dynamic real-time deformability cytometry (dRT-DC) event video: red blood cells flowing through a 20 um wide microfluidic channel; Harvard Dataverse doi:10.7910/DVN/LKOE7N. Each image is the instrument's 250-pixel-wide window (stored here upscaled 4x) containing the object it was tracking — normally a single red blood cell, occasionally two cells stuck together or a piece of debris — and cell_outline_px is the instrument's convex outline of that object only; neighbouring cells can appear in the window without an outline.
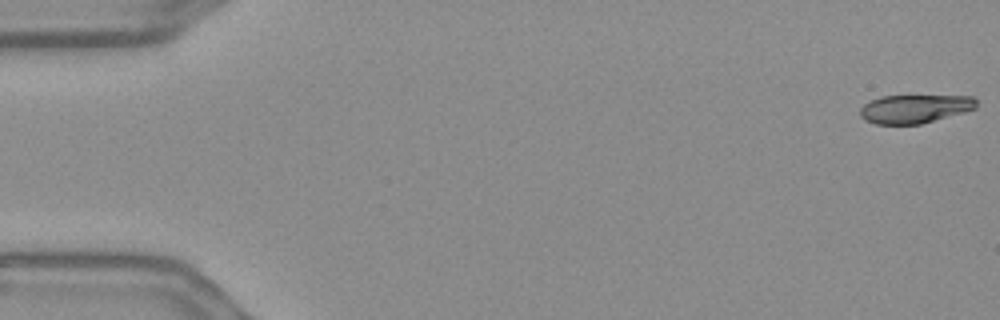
{"species": "Egyptian fruit bat (a non-hibernating species)", "species_latin": "Rousettus aegyptiacus", "temperature_condition": "warm", "stored_images_in_passage": 56, "camera_frame_rate_fps": 3000, "um_per_image_px": 0.085, "frame": {"image": 1, "passage_image": 1, "time_ms": 0.0, "image_size_px": [1000, 320], "cell_outline_px": [[976, 108], [964, 112], [920, 124], [876, 124], [864, 120], [860, 116], [860, 108], [864, 104], [880, 96], [972, 96], [976, 100]], "centroid_in_image_um": [77.72, 9.25], "position_along_channel_um": 7.3, "area_um2": 19.19}}
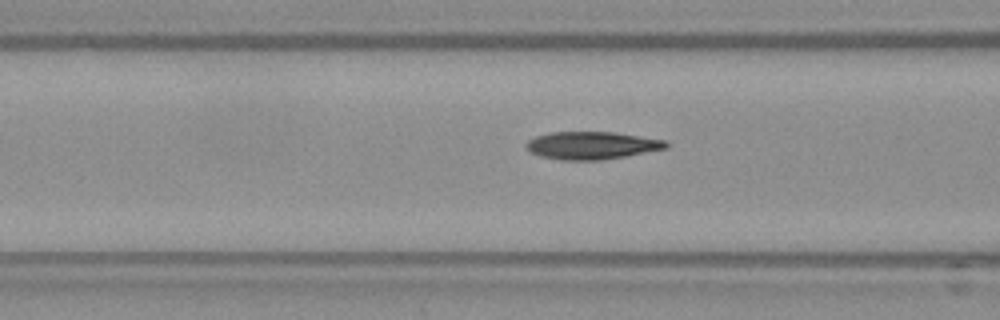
{"frame": {"image": 2, "passage_image": 22, "time_ms": 7.0, "image_size_px": [1000, 320], "cell_outline_px": [[668, 148], [624, 156], [600, 160], [560, 160], [540, 156], [528, 152], [524, 148], [524, 144], [528, 140], [536, 136], [552, 132], [616, 132], [668, 140]], "centroid_in_image_um": [50.27, 12.36], "position_along_channel_um": 116.3, "area_um2": 22.77}}
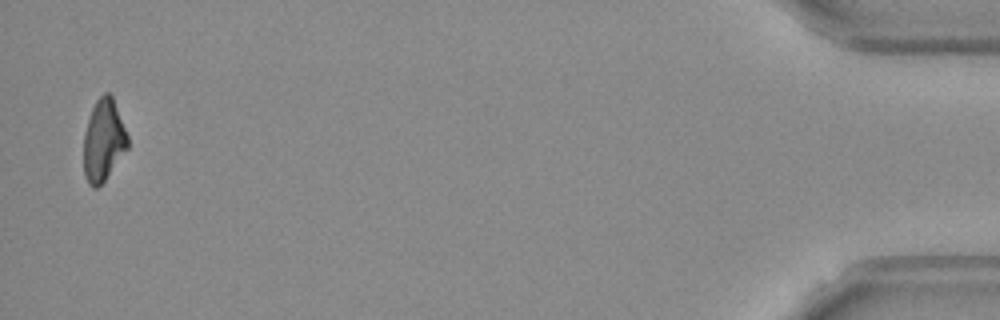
{"frame": {"image": 3, "passage_image": 55, "time_ms": 18.0, "image_size_px": [1000, 320], "cell_outline_px": [[128, 148], [104, 180], [96, 188], [92, 188], [88, 184], [84, 176], [84, 132], [92, 108], [96, 100], [104, 92], [108, 92], [112, 96], [128, 136]], "centroid_in_image_um": [8.78, 11.93], "position_along_channel_um": 426.4, "area_um2": 20.81}, "authors_computed_cell_mechanics": {"area_um2": 21.964, "velocity_mm_per_s": 3.6432, "shape_relaxation_time_tau1_ms": null, "shape_relaxation_time_tau2_ms": 4.5469, "deformation_change_tau1": null, "deformation_change_tau2": 0.1118}}